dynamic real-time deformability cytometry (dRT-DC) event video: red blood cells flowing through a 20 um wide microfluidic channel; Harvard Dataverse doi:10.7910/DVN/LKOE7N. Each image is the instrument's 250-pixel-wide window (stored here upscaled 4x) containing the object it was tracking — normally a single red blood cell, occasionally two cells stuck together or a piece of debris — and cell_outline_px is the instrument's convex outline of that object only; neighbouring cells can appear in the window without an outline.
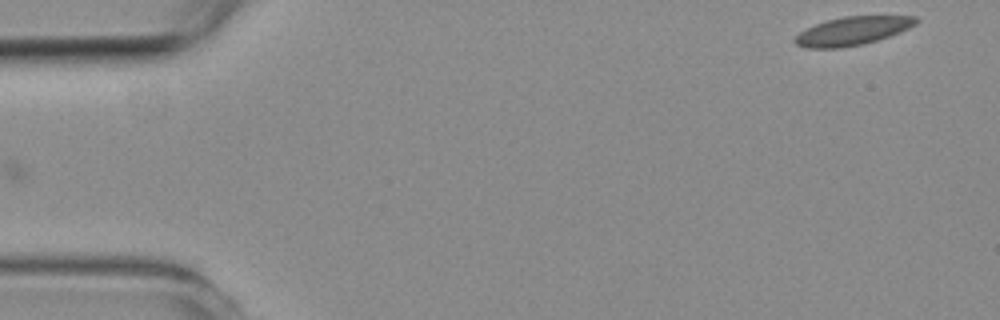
{"species": "common noctule bat (a hibernating species)", "species_latin": "Nyctalus noctula", "temperature_condition": "room temperature", "stored_images_in_passage": 7, "camera_frame_rate_fps": 3000, "um_per_image_px": 0.085, "animal": {"sex": "female", "body_mass_g": 19.3, "forearm_length_mm": 54.1}, "frame": {"image": 1, "passage_image": 1, "time_ms": 0.0, "image_size_px": [1000, 320], "cell_outline_px": [[920, 20], [916, 24], [900, 32], [864, 44], [840, 48], [804, 48], [796, 44], [792, 40], [800, 32], [816, 24], [828, 20], [844, 16], [916, 16]], "centroid_in_image_um": [72.46, 2.63], "position_along_channel_um": 12.5, "area_um2": 19.94}}
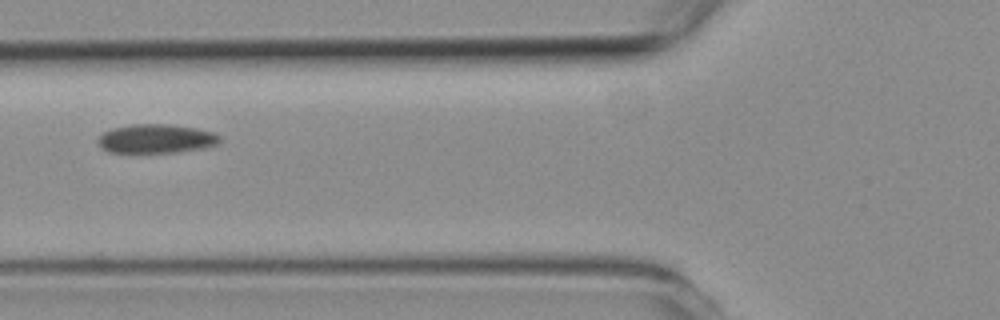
{"frame": {"image": 2, "passage_image": 6, "time_ms": 6.0, "image_size_px": [1000, 320], "cell_outline_px": [[220, 140], [216, 144], [204, 148], [176, 152], [108, 152], [100, 148], [96, 140], [104, 132], [112, 128], [132, 124], [168, 124], [196, 128], [212, 132], [220, 136]], "centroid_in_image_um": [13.23, 11.79], "position_along_channel_um": 112.6, "area_um2": 20.52}}
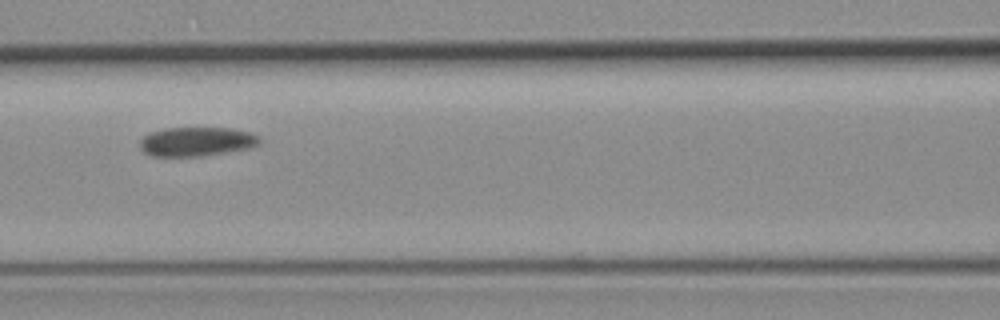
{"frame": {"image": 3, "passage_image": 7, "time_ms": 7.0, "image_size_px": [1000, 320], "cell_outline_px": [[260, 140], [252, 148], [204, 156], [152, 156], [144, 152], [140, 148], [140, 140], [148, 132], [164, 128], [232, 128], [252, 132], [260, 136]], "centroid_in_image_um": [16.72, 12.03], "position_along_channel_um": 149.9, "area_um2": 20.58}}